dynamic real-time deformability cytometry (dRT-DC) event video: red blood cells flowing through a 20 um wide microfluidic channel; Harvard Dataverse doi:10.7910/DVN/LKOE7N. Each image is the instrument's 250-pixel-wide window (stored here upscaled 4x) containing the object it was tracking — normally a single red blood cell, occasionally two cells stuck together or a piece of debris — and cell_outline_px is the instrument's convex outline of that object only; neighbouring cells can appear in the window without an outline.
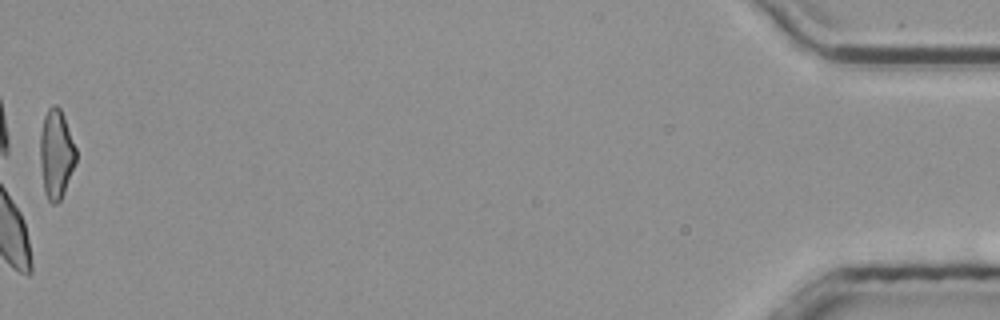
{"species": "common noctule bat (a hibernating species)", "species_latin": "Nyctalus noctula", "temperature_condition": "room temperature", "stored_images_in_passage": 37, "camera_frame_rate_fps": 3000, "um_per_image_px": 0.085, "animal": {"sex": "male", "body_mass_g": 20.4}, "frame": {"image": 1, "passage_image": 37, "time_ms": 12.0, "image_size_px": [1000, 320], "cell_outline_px": [[76, 164], [64, 192], [60, 200], [56, 204], [52, 204], [48, 200], [44, 192], [40, 168], [40, 132], [44, 116], [48, 108], [52, 104], [56, 104], [60, 108], [64, 116], [76, 148]], "centroid_in_image_um": [4.77, 13.09], "position_along_channel_um": 430.4, "area_um2": 18.9}, "authors_computed_cell_mechanics": {"area_um2": 18.9006, "velocity_mm_per_s": 3.8676, "shape_relaxation_time_tau1_ms": 10.8159, "shape_relaxation_time_tau2_ms": 2.0787, "deformation_change_tau1": 0.2563, "deformation_change_tau2": 0.1223}}